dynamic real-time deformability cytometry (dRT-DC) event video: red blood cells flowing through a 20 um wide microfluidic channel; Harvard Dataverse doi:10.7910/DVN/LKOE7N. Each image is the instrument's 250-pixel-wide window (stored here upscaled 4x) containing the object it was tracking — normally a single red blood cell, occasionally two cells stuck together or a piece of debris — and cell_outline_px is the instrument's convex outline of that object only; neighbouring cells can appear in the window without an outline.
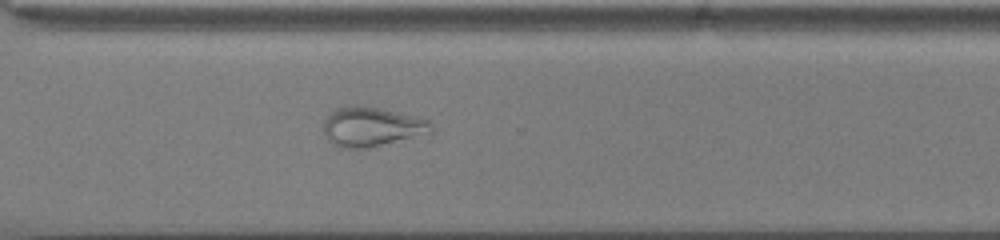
{"species": "common noctule bat (a hibernating species)", "species_latin": "Nyctalus noctula", "temperature_condition": "cold", "stored_images_in_passage": 46, "camera_frame_rate_fps": 3000, "um_per_image_px": 0.085, "animal": {"sex": "male", "body_mass_g": 13.0, "forearm_length_mm": 53.1}, "frame": {"image": 1, "passage_image": 33, "time_ms": 10.667, "image_size_px": [1000, 240], "cell_outline_px": [[432, 136], [368, 148], [344, 148], [332, 144], [328, 140], [324, 132], [324, 120], [328, 112], [336, 108], [356, 104], [416, 116], [428, 120], [432, 124]], "centroid_in_image_um": [31.66, 10.8], "position_along_channel_um": 338.9, "area_um2": 25.55}, "authors_computed_cell_mechanics": {"area_um2": 26.5013, "velocity_mm_per_s": 3.9105, "shape_relaxation_time_tau1_ms": null, "shape_relaxation_time_tau2_ms": 3.0329, "deformation_change_tau1": null, "deformation_change_tau2": 0.0794}}